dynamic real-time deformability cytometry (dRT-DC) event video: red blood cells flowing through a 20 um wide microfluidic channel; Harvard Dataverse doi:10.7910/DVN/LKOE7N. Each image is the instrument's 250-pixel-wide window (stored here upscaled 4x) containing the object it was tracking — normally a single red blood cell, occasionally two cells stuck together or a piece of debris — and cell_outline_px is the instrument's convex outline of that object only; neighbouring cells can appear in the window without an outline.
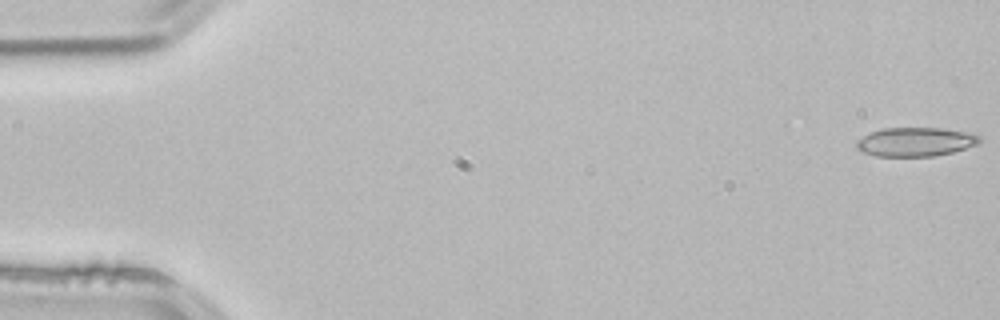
{"species": "common noctule bat (a hibernating species)", "species_latin": "Nyctalus noctula", "temperature_condition": "room temperature", "stored_images_in_passage": 4, "segment_of_instrument_passage": [1, 2], "camera_frame_rate_fps": 3000, "um_per_image_px": 0.085, "animal": {"sex": "male", "body_mass_g": 21.5, "forearm_length_mm": 52.0}, "frame": {"image": 1, "passage_image": 1, "time_ms": 0.0, "image_size_px": [1000, 320], "cell_outline_px": [[984, 140], [976, 144], [952, 152], [932, 156], [876, 156], [864, 152], [856, 148], [856, 140], [872, 132], [884, 128], [940, 128], [972, 132], [980, 136]], "centroid_in_image_um": [77.85, 12.05], "position_along_channel_um": 7.2, "area_um2": 20.69}}